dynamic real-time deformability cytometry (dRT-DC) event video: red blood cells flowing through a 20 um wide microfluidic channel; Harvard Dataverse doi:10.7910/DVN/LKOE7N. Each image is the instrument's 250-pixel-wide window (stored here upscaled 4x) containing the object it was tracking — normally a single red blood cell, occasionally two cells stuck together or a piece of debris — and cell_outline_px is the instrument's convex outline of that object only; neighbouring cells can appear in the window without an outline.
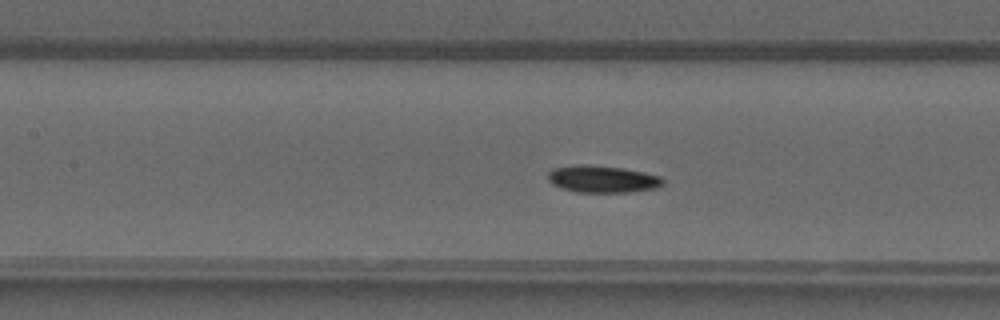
{"species": "common noctule bat (a hibernating species)", "species_latin": "Nyctalus noctula", "temperature_condition": "warm", "stored_images_in_passage": 41, "camera_frame_rate_fps": 3000, "um_per_image_px": 0.085, "animal": {"sex": "male", "forearm_length_mm": 52.5}, "frame": {"image": 1, "passage_image": 20, "time_ms": 6.333, "image_size_px": [1000, 320], "cell_outline_px": [[664, 184], [656, 188], [632, 192], [576, 192], [560, 188], [552, 184], [548, 180], [548, 172], [552, 168], [576, 164], [588, 164], [624, 168], [644, 172], [660, 176], [664, 180]], "centroid_in_image_um": [51.19, 15.21], "position_along_channel_um": 156.2, "area_um2": 18.44}}
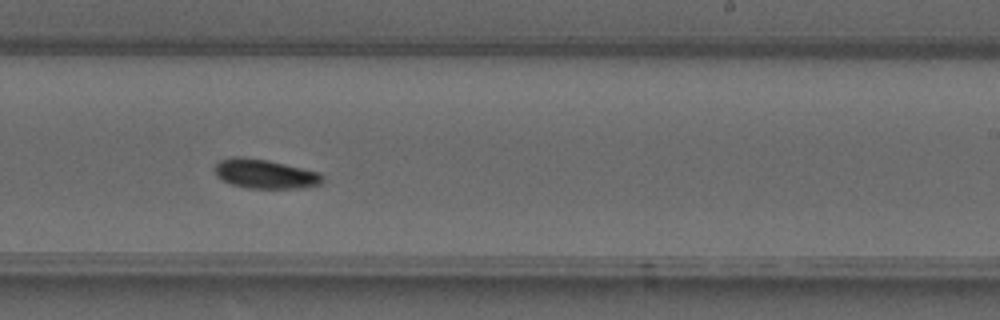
{"frame": {"image": 2, "passage_image": 28, "time_ms": 9.0, "image_size_px": [1000, 320], "cell_outline_px": [[324, 184], [300, 188], [248, 188], [232, 184], [216, 176], [212, 168], [220, 160], [232, 156], [244, 156], [268, 160], [320, 172], [324, 176]], "centroid_in_image_um": [22.54, 14.77], "position_along_channel_um": 266.5, "area_um2": 18.67}}
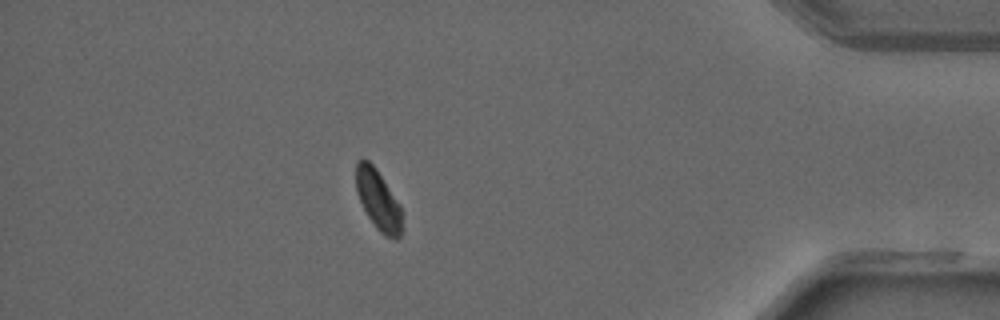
{"frame": {"image": 3, "passage_image": 41, "time_ms": 13.333, "image_size_px": [1000, 320], "cell_outline_px": [[400, 236], [396, 240], [384, 236], [376, 228], [368, 216], [356, 192], [356, 160], [368, 160], [376, 168], [400, 204]], "centroid_in_image_um": [32.12, 16.98], "position_along_channel_um": 403.1, "area_um2": 15.84}, "authors_computed_cell_mechanics": {"area_um2": 17.5134, "velocity_mm_per_s": 4.1566, "shape_relaxation_time_tau1_ms": 4.051, "shape_relaxation_time_tau2_ms": null, "deformation_change_tau1": 0.1114, "deformation_change_tau2": null}}